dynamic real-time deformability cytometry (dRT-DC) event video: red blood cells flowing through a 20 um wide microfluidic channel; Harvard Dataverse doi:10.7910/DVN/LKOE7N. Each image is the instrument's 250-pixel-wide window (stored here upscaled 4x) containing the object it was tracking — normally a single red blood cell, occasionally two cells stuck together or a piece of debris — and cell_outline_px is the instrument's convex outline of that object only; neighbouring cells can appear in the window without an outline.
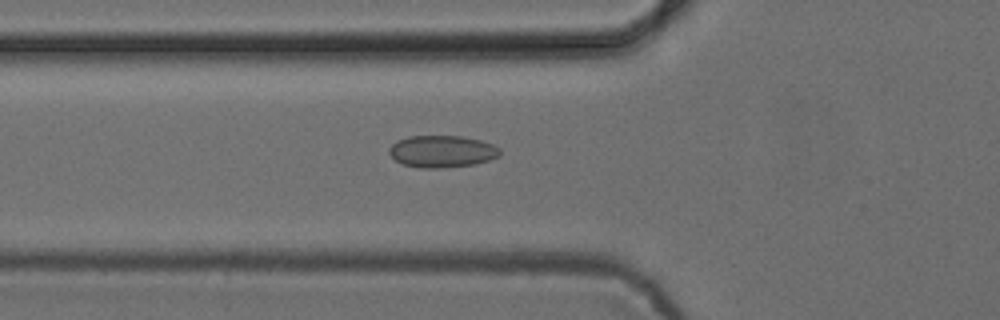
{"species": "common noctule bat (a hibernating species)", "species_latin": "Nyctalus noctula", "temperature_condition": "cold", "stored_images_in_passage": 36, "camera_frame_rate_fps": 3000, "um_per_image_px": 0.085, "animal": {"sex": "female", "body_mass_g": 24.6, "forearm_length_mm": 56.2}, "frame": {"image": 1, "passage_image": 2, "time_ms": 0.333, "image_size_px": [1000, 320], "cell_outline_px": [[500, 156], [476, 164], [440, 168], [420, 168], [404, 164], [396, 160], [388, 152], [388, 148], [396, 140], [408, 136], [460, 136], [480, 140], [492, 144], [500, 148]], "centroid_in_image_um": [37.56, 12.87], "position_along_channel_um": 88.2, "area_um2": 20.69}}
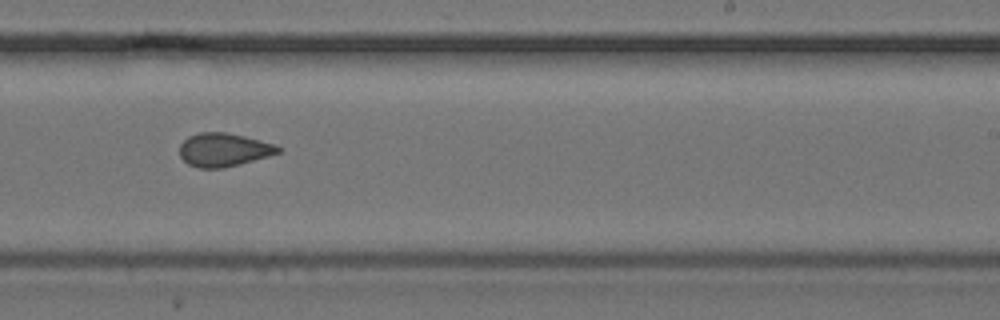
{"frame": {"image": 2, "passage_image": 16, "time_ms": 5.0, "image_size_px": [1000, 320], "cell_outline_px": [[280, 152], [268, 156], [240, 164], [224, 168], [200, 168], [188, 164], [180, 156], [180, 144], [188, 136], [200, 132], [224, 132], [244, 136], [276, 144], [280, 148]], "centroid_in_image_um": [19.0, 12.73], "position_along_channel_um": 270.0, "area_um2": 19.13}}
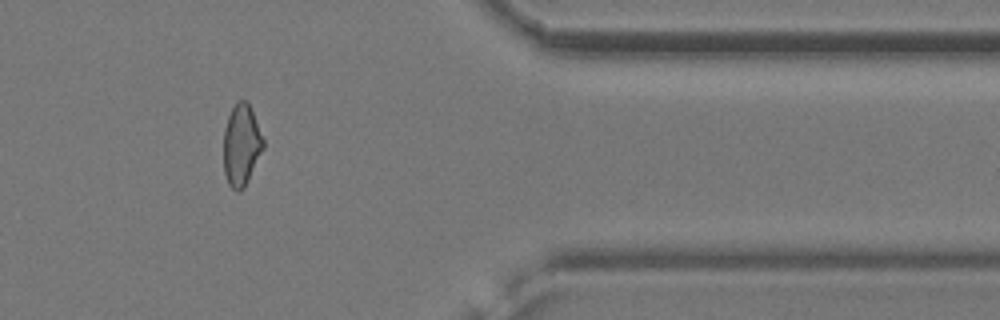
{"frame": {"image": 3, "passage_image": 27, "time_ms": 8.667, "image_size_px": [1000, 320], "cell_outline_px": [[264, 148], [244, 188], [240, 192], [236, 192], [228, 184], [224, 172], [224, 128], [228, 116], [232, 108], [240, 100], [248, 100], [264, 140]], "centroid_in_image_um": [20.52, 12.34], "position_along_channel_um": 390.9, "area_um2": 18.9}}